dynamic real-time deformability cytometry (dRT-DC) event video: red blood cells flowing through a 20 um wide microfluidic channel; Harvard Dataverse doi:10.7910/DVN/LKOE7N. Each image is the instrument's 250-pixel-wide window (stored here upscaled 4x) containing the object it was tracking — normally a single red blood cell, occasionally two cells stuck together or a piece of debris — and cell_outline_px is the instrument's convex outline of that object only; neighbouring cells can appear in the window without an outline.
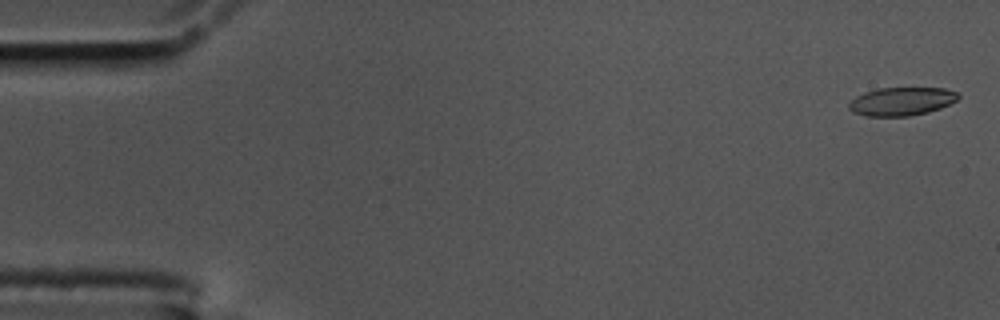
{"species": "common noctule bat (a hibernating species)", "species_latin": "Nyctalus noctula", "temperature_condition": "cold", "stored_images_in_passage": 43, "camera_frame_rate_fps": 3000, "um_per_image_px": 0.085, "animal": {"sex": "male", "body_mass_g": 17.5, "forearm_length_mm": 52.3}, "frame": {"image": 1, "passage_image": 2, "time_ms": 0.333, "image_size_px": [1000, 320], "cell_outline_px": [[960, 96], [956, 100], [940, 108], [928, 112], [908, 116], [864, 116], [852, 112], [848, 108], [848, 104], [856, 96], [864, 92], [876, 88], [944, 88], [960, 92]], "centroid_in_image_um": [76.62, 8.61], "position_along_channel_um": 8.4, "area_um2": 18.15}}
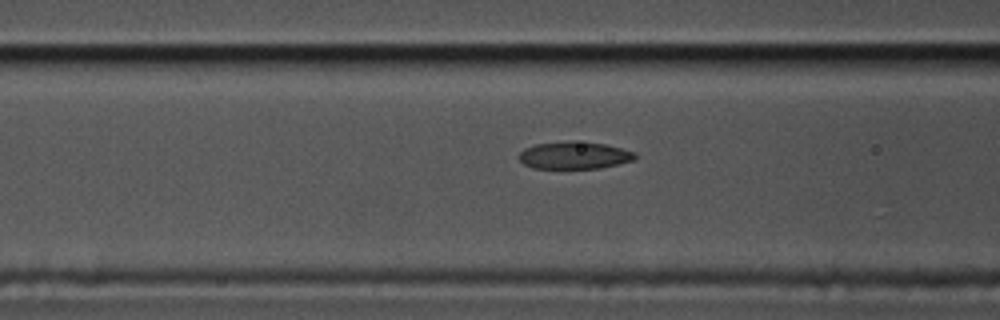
{"frame": {"image": 2, "passage_image": 23, "time_ms": 7.333, "image_size_px": [1000, 320], "cell_outline_px": [[636, 160], [600, 168], [532, 168], [524, 164], [520, 160], [520, 152], [524, 148], [536, 144], [572, 140], [604, 144], [636, 152]], "centroid_in_image_um": [48.83, 13.2], "position_along_channel_um": 117.8, "area_um2": 18.5}}
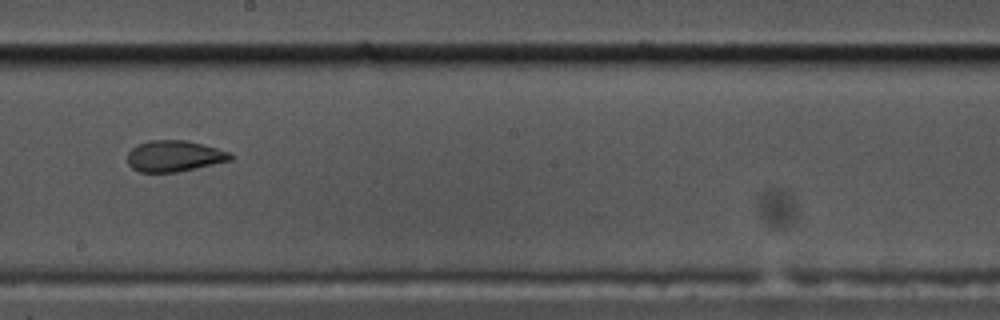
{"frame": {"image": 3, "passage_image": 33, "time_ms": 10.667, "image_size_px": [1000, 320], "cell_outline_px": [[232, 160], [196, 168], [176, 172], [140, 172], [132, 168], [128, 164], [128, 152], [136, 144], [148, 140], [184, 140], [232, 152]], "centroid_in_image_um": [14.79, 13.26], "position_along_channel_um": 233.4, "area_um2": 18.67}}